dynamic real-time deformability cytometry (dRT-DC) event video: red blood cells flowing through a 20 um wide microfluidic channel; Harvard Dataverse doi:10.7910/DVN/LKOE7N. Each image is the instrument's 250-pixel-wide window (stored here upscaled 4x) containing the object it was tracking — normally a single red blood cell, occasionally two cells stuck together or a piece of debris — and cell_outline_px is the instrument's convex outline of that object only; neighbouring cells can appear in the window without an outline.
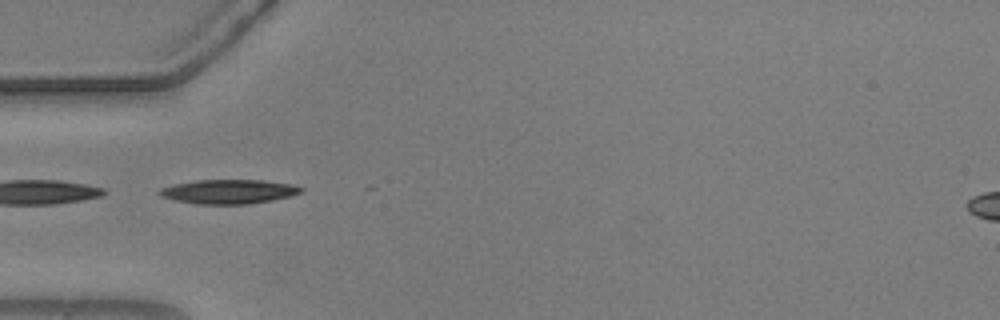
{"species": "common noctule bat (a hibernating species)", "species_latin": "Nyctalus noctula", "temperature_condition": "warm", "stored_images_in_passage": 4, "camera_frame_rate_fps": 3000, "um_per_image_px": 0.085, "animal": {"sex": "male", "body_mass_g": 20.5, "forearm_length_mm": 52.5}, "frame": {"image": 1, "passage_image": 1, "time_ms": 0.0, "image_size_px": [1000, 320], "cell_outline_px": [[304, 192], [272, 200], [248, 204], [196, 204], [176, 200], [160, 196], [156, 192], [160, 188], [176, 184], [196, 180], [264, 180], [292, 184], [304, 188]], "centroid_in_image_um": [19.44, 16.28], "position_along_channel_um": 65.6, "area_um2": 20.0}}